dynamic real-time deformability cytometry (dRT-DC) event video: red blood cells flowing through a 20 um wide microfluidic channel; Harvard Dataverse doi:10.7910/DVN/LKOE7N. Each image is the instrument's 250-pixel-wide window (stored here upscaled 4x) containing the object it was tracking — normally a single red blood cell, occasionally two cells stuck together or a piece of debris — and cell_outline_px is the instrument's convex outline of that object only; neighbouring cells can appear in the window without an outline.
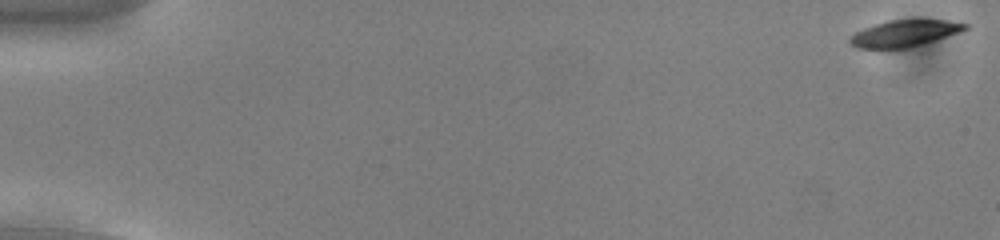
{"species": "common noctule bat (a hibernating species)", "species_latin": "Nyctalus noctula", "temperature_condition": "cold", "stored_images_in_passage": 13, "camera_frame_rate_fps": 3000, "um_per_image_px": 0.085, "animal": {"sex": "male", "body_mass_g": 13.0, "forearm_length_mm": 53.1}, "frame": {"image": 1, "passage_image": 1, "time_ms": 0.0, "image_size_px": [1000, 240], "cell_outline_px": [[968, 28], [960, 32], [936, 40], [908, 48], [856, 48], [848, 40], [856, 32], [864, 28], [876, 24], [892, 20], [944, 20], [968, 24]], "centroid_in_image_um": [76.9, 2.84], "position_along_channel_um": 8.1, "area_um2": 17.51}}